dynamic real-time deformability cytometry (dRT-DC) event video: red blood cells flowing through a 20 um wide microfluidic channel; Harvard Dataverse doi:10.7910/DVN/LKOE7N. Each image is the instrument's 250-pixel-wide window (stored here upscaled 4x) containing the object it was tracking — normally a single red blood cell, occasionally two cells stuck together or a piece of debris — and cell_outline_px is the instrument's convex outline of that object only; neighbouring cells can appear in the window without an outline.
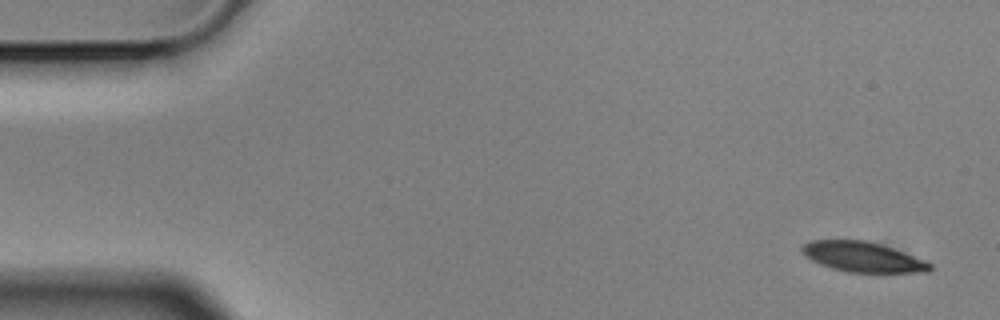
{"species": "Egyptian fruit bat (a non-hibernating species)", "species_latin": "Rousettus aegyptiacus", "temperature_condition": "cold", "stored_images_in_passage": 5, "camera_frame_rate_fps": 3000, "um_per_image_px": 0.085, "animal": {"sex": "male"}, "frame": {"image": 1, "passage_image": 1, "time_ms": 0.0, "image_size_px": [1000, 320], "cell_outline_px": [[932, 268], [928, 272], [880, 276], [848, 272], [832, 268], [820, 264], [804, 256], [800, 252], [800, 248], [808, 240], [868, 240], [896, 248], [924, 260], [932, 264]], "centroid_in_image_um": [73.41, 21.89], "position_along_channel_um": 11.6, "area_um2": 23.81}}
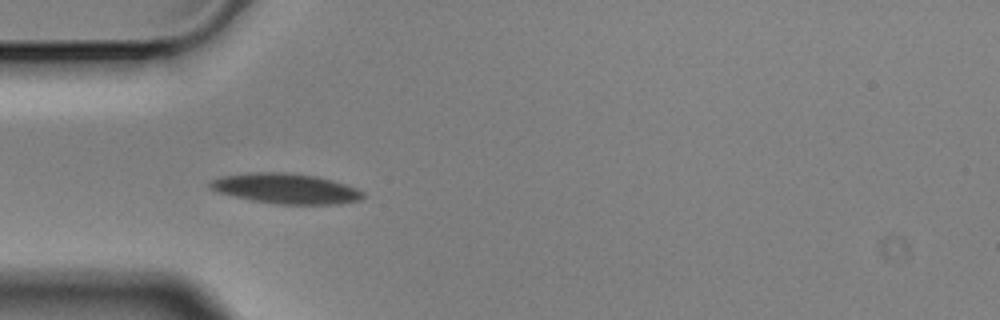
{"frame": {"image": 2, "passage_image": 4, "time_ms": 1.0, "image_size_px": [1000, 320], "cell_outline_px": [[364, 196], [360, 200], [340, 204], [276, 204], [252, 200], [220, 192], [208, 188], [208, 184], [212, 180], [224, 176], [248, 172], [284, 172], [316, 176], [344, 184], [356, 188], [364, 192]], "centroid_in_image_um": [24.31, 16.03], "position_along_channel_um": 60.7, "area_um2": 26.7}}
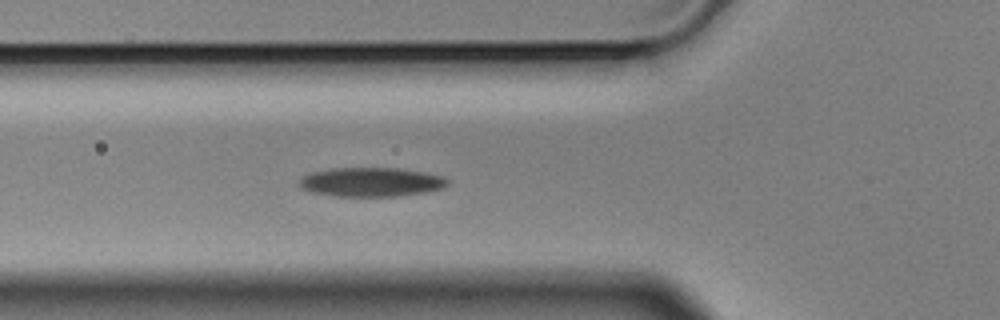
{"frame": {"image": 3, "passage_image": 5, "time_ms": 1.333, "image_size_px": [1000, 320], "cell_outline_px": [[448, 184], [444, 188], [428, 192], [400, 196], [332, 196], [312, 192], [300, 188], [296, 184], [304, 176], [312, 172], [328, 168], [400, 168], [444, 176], [448, 180]], "centroid_in_image_um": [31.54, 15.48], "position_along_channel_um": 94.3, "area_um2": 25.43}}